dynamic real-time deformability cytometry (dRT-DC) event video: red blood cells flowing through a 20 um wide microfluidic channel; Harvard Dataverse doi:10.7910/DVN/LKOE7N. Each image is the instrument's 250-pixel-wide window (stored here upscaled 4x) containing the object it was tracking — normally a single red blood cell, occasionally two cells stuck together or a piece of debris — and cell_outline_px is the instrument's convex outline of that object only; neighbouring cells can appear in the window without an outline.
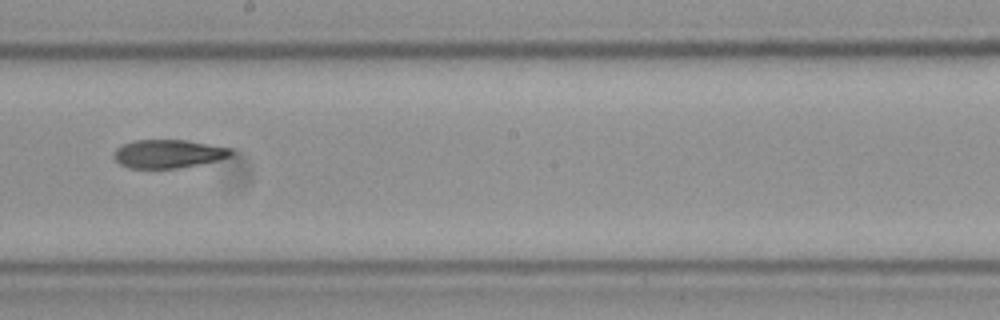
{"species": "Egyptian fruit bat (a non-hibernating species)", "species_latin": "Rousettus aegyptiacus", "temperature_condition": "cold", "stored_images_in_passage": 15, "segment_of_instrument_passage": [2, 2], "camera_frame_rate_fps": 3000, "um_per_image_px": 0.085, "frame": {"image": 1, "passage_image": 9, "time_ms": 2.667, "image_size_px": [1000, 320], "cell_outline_px": [[232, 156], [200, 164], [176, 168], [128, 168], [120, 164], [112, 156], [116, 148], [124, 144], [136, 140], [184, 140], [232, 148]], "centroid_in_image_um": [14.28, 13.07], "position_along_channel_um": 233.9, "area_um2": 19.25}}
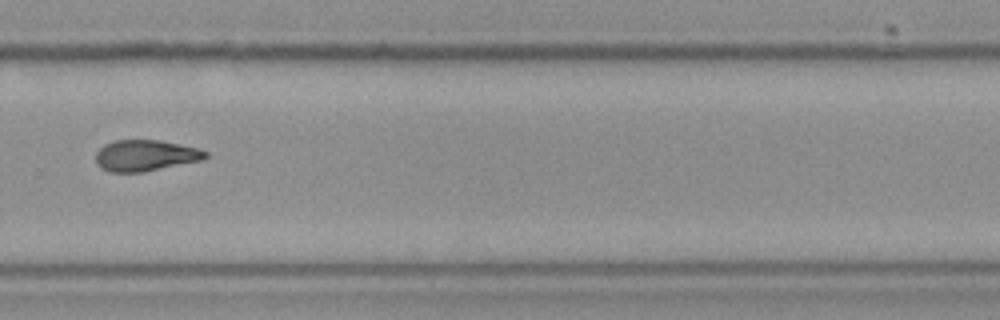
{"frame": {"image": 2, "passage_image": 11, "time_ms": 3.333, "image_size_px": [1000, 320], "cell_outline_px": [[208, 156], [204, 160], [144, 172], [112, 172], [104, 168], [96, 160], [96, 152], [104, 144], [116, 140], [160, 140], [196, 148], [208, 152]], "centroid_in_image_um": [12.4, 13.21], "position_along_channel_um": 317.4, "area_um2": 19.77}}
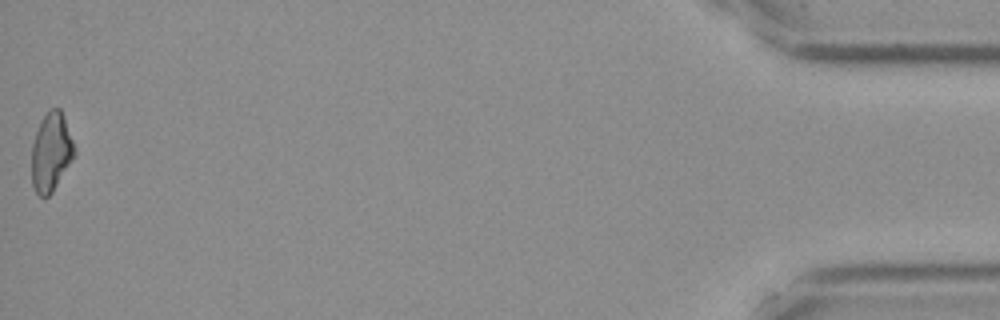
{"frame": {"image": 3, "passage_image": 15, "time_ms": 4.667, "image_size_px": [1000, 320], "cell_outline_px": [[76, 156], [52, 192], [48, 196], [40, 196], [36, 192], [32, 184], [32, 144], [40, 120], [52, 108], [60, 108], [76, 148]], "centroid_in_image_um": [4.36, 12.94], "position_along_channel_um": 430.8, "area_um2": 19.59}}